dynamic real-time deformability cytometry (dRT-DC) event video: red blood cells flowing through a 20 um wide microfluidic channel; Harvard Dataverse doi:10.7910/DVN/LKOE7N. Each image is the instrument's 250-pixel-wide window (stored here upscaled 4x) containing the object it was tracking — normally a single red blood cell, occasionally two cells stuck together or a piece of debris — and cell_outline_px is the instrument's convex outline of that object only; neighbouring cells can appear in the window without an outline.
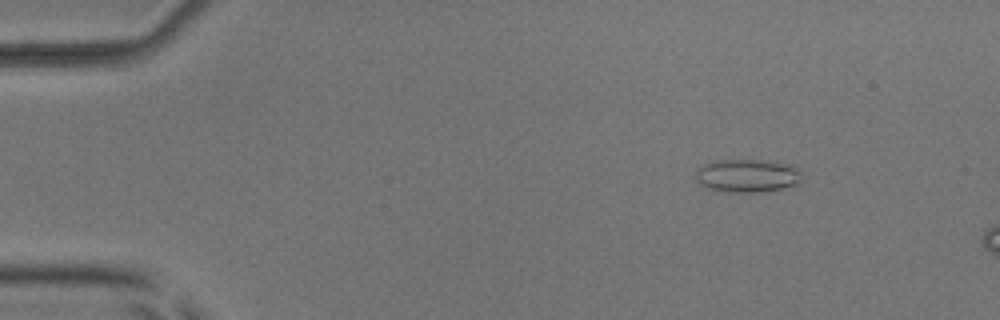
{"species": "common noctule bat (a hibernating species)", "species_latin": "Nyctalus noctula", "temperature_condition": "room temperature", "stored_images_in_passage": 2, "camera_frame_rate_fps": 3000, "um_per_image_px": 0.085, "animal": {"sex": "male", "body_mass_g": 17.9, "forearm_length_mm": 54.2}, "frame": {"image": 1, "passage_image": 1, "time_ms": 0.0, "image_size_px": [1000, 320], "cell_outline_px": [[804, 180], [796, 184], [780, 188], [760, 192], [728, 192], [708, 188], [700, 184], [696, 180], [696, 168], [712, 160], [776, 160], [796, 164], [800, 168]], "centroid_in_image_um": [63.59, 14.9], "position_along_channel_um": 21.4, "area_um2": 21.15}}